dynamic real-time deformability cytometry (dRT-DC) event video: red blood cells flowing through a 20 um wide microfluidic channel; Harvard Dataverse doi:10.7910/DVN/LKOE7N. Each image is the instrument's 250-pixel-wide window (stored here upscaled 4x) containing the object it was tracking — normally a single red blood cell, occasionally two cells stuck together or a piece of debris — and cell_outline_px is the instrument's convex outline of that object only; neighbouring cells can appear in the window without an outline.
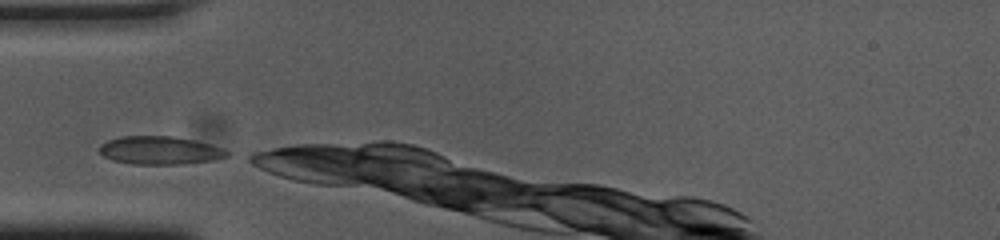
{"species": "common noctule bat (a hibernating species)", "species_latin": "Nyctalus noctula", "temperature_condition": "cold", "stored_images_in_passage": 29, "camera_frame_rate_fps": 3000, "um_per_image_px": 0.085, "animal": {"sex": "female", "body_mass_g": 23.0, "forearm_length_mm": 53.4}, "frame": {"image": 1, "passage_image": 1, "time_ms": 0.0, "image_size_px": [1000, 240], "cell_outline_px": [[228, 156], [212, 160], [180, 164], [132, 164], [112, 160], [104, 156], [100, 152], [100, 144], [108, 140], [120, 136], [172, 136], [196, 140], [212, 144], [228, 152]], "centroid_in_image_um": [13.57, 12.77], "position_along_channel_um": 71.4, "area_um2": 20.87}}
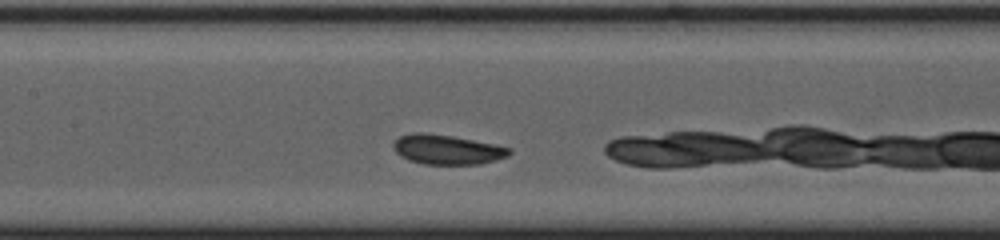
{"frame": {"image": 2, "passage_image": 9, "time_ms": 2.667, "image_size_px": [1000, 240], "cell_outline_px": [[512, 152], [508, 156], [496, 160], [480, 164], [424, 164], [408, 160], [400, 156], [396, 152], [392, 144], [400, 136], [412, 132], [424, 132], [452, 136], [496, 144], [512, 148]], "centroid_in_image_um": [38.02, 12.71], "position_along_channel_um": 169.4, "area_um2": 20.17}}
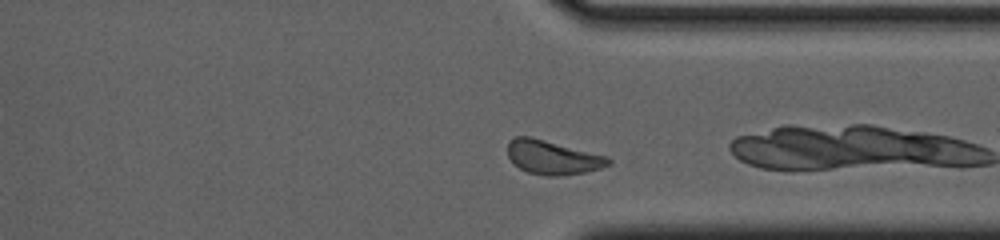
{"frame": {"image": 3, "passage_image": 25, "time_ms": 8.0, "image_size_px": [1000, 240], "cell_outline_px": [[612, 164], [600, 168], [584, 172], [564, 176], [544, 176], [528, 172], [512, 164], [508, 156], [508, 140], [516, 136], [528, 136], [608, 156], [612, 160]], "centroid_in_image_um": [46.96, 13.39], "position_along_channel_um": 364.4, "area_um2": 20.06}}